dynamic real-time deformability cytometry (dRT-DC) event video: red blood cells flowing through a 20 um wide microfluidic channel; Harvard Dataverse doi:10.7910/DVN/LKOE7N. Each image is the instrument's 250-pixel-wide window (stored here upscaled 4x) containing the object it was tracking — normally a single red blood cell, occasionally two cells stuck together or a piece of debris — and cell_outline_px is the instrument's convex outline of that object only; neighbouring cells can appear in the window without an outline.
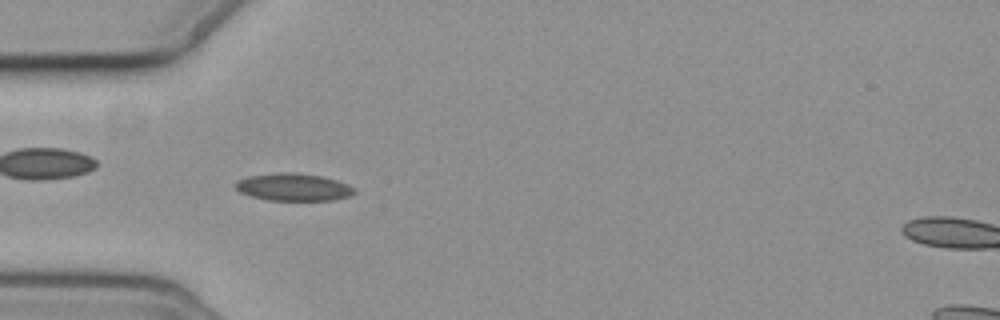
{"species": "common noctule bat (a hibernating species)", "species_latin": "Nyctalus noctula", "temperature_condition": "cold", "stored_images_in_passage": 6, "camera_frame_rate_fps": 3000, "um_per_image_px": 0.085, "animal": {"sex": "female", "body_mass_g": 19.3, "forearm_length_mm": 54.1}, "frame": {"image": 1, "passage_image": 5, "time_ms": 5.667, "image_size_px": [1000, 320], "cell_outline_px": [[356, 192], [348, 196], [332, 200], [268, 200], [252, 196], [240, 192], [232, 184], [236, 180], [248, 176], [280, 172], [292, 172], [320, 176], [336, 180], [352, 188]], "centroid_in_image_um": [24.86, 15.9], "position_along_channel_um": 60.1, "area_um2": 18.79}}